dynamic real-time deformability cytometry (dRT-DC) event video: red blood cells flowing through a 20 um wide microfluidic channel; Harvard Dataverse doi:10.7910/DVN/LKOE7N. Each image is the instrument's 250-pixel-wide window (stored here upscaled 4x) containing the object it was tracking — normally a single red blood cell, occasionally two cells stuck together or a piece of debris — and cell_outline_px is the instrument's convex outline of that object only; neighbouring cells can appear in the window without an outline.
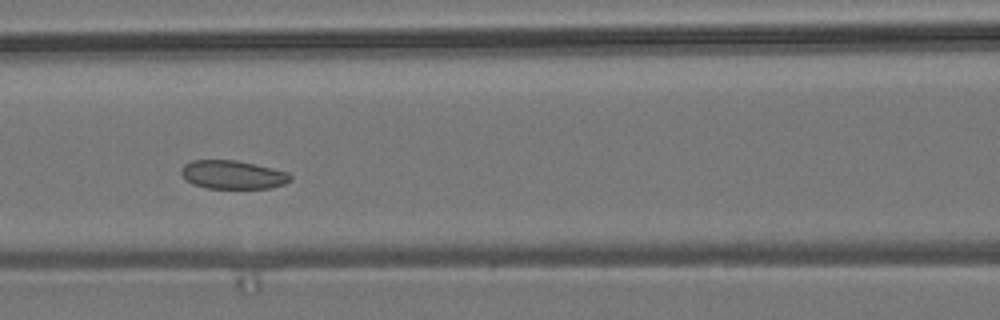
{"species": "common noctule bat (a hibernating species)", "species_latin": "Nyctalus noctula", "temperature_condition": "room temperature", "stored_images_in_passage": 8, "camera_frame_rate_fps": 3000, "um_per_image_px": 0.085, "animal": {"sex": "male", "body_mass_g": 19.2, "forearm_length_mm": 51.8}, "frame": {"image": 1, "passage_image": 6, "time_ms": 5.667, "image_size_px": [1000, 320], "cell_outline_px": [[292, 180], [284, 184], [268, 188], [204, 188], [192, 184], [180, 172], [180, 168], [184, 164], [192, 160], [236, 160], [256, 164], [288, 172], [292, 176]], "centroid_in_image_um": [19.79, 14.84], "position_along_channel_um": 146.8, "area_um2": 18.21}}
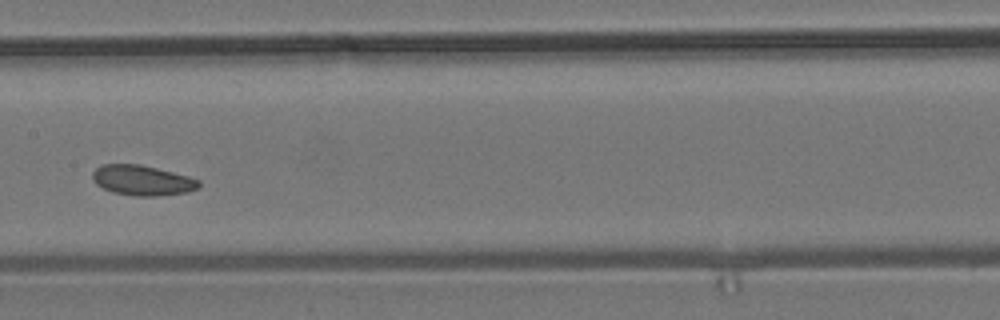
{"frame": {"image": 2, "passage_image": 7, "time_ms": 7.0, "image_size_px": [1000, 320], "cell_outline_px": [[200, 188], [188, 192], [156, 196], [136, 196], [112, 192], [96, 184], [92, 180], [92, 172], [100, 164], [140, 164], [188, 176], [200, 180]], "centroid_in_image_um": [12.09, 15.33], "position_along_channel_um": 195.3, "area_um2": 18.79}}
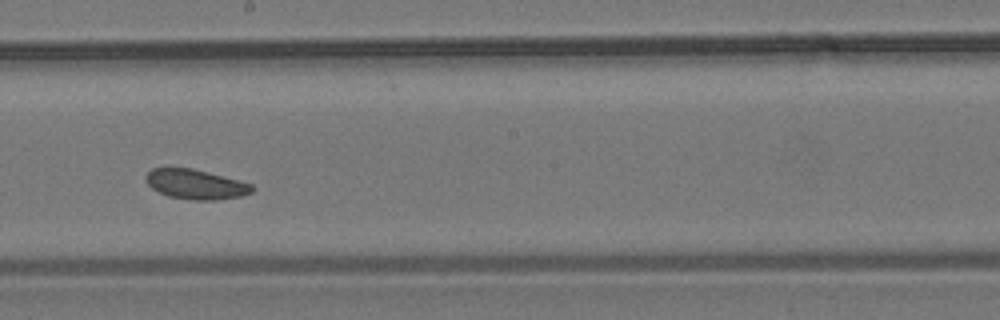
{"frame": {"image": 3, "passage_image": 8, "time_ms": 8.0, "image_size_px": [1000, 320], "cell_outline_px": [[256, 188], [252, 192], [240, 196], [216, 200], [192, 200], [168, 196], [152, 188], [148, 184], [148, 172], [152, 168], [192, 168], [208, 172], [252, 184]], "centroid_in_image_um": [16.67, 15.67], "position_along_channel_um": 231.5, "area_um2": 18.15}}